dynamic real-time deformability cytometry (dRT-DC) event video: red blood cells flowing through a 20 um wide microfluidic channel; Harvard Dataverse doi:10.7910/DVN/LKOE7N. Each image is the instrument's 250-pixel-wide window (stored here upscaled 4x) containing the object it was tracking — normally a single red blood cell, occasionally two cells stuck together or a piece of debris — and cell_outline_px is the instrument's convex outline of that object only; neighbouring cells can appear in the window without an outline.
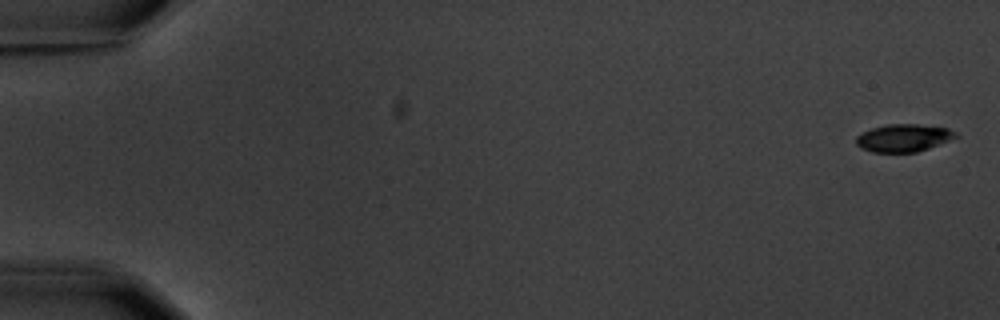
{"species": "common noctule bat (a hibernating species)", "species_latin": "Nyctalus noctula", "temperature_condition": "warm", "stored_images_in_passage": 5, "camera_frame_rate_fps": 3000, "um_per_image_px": 0.085, "animal": {"sex": "male", "body_mass_g": 20.1, "forearm_length_mm": 53.5}, "frame": {"image": 1, "passage_image": 1, "time_ms": 0.0, "image_size_px": [1000, 320], "cell_outline_px": [[960, 136], [928, 148], [916, 152], [872, 152], [860, 148], [856, 144], [856, 136], [860, 132], [872, 128], [888, 124], [916, 124], [948, 128], [956, 132]], "centroid_in_image_um": [76.77, 11.72], "position_along_channel_um": 8.2, "area_um2": 16.07}}
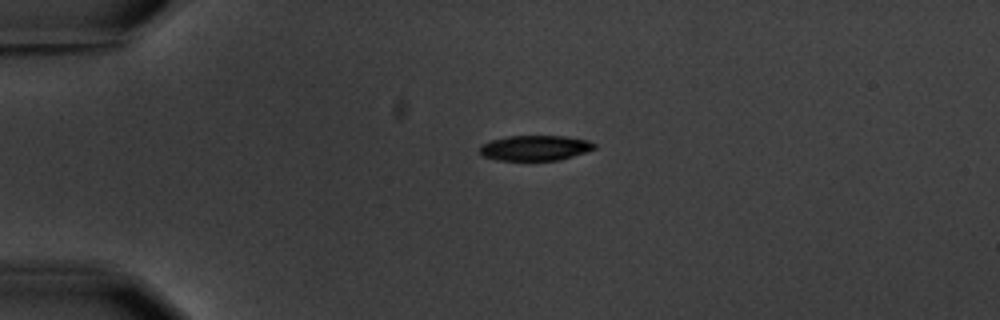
{"frame": {"image": 2, "passage_image": 4, "time_ms": 4.333, "image_size_px": [1000, 320], "cell_outline_px": [[596, 148], [560, 160], [496, 160], [480, 156], [480, 144], [492, 140], [508, 136], [564, 136], [588, 140], [596, 144]], "centroid_in_image_um": [45.45, 12.57], "position_along_channel_um": 39.6, "area_um2": 16.88}}